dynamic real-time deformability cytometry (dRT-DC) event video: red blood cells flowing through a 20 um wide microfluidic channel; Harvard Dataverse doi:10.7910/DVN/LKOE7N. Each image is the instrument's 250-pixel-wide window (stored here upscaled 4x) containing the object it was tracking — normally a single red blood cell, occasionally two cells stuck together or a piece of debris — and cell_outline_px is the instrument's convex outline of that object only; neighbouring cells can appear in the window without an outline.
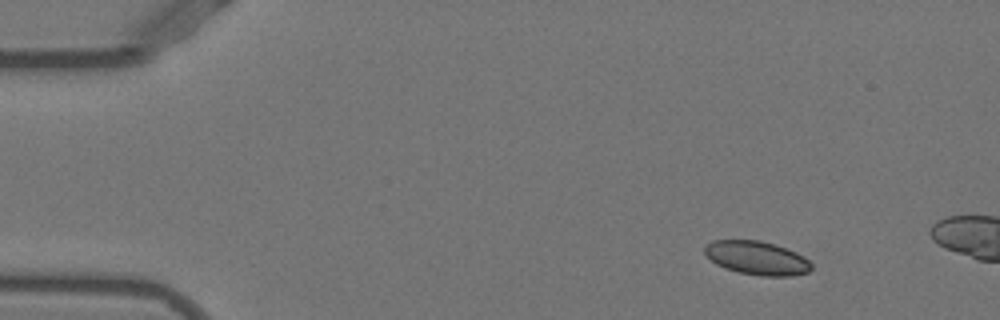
{"species": "Egyptian fruit bat (a non-hibernating species)", "species_latin": "Rousettus aegyptiacus", "temperature_condition": "warm", "stored_images_in_passage": 8, "camera_frame_rate_fps": 3000, "um_per_image_px": 0.085, "animal": {"sex": "female"}, "frame": {"image": 1, "passage_image": 1, "time_ms": 0.0, "image_size_px": [1000, 320], "cell_outline_px": [[812, 268], [808, 272], [792, 276], [760, 276], [740, 272], [724, 268], [716, 264], [704, 252], [704, 248], [712, 240], [760, 240], [796, 252], [804, 256], [812, 264]], "centroid_in_image_um": [64.35, 21.93], "position_along_channel_um": 20.7, "area_um2": 20.81}}